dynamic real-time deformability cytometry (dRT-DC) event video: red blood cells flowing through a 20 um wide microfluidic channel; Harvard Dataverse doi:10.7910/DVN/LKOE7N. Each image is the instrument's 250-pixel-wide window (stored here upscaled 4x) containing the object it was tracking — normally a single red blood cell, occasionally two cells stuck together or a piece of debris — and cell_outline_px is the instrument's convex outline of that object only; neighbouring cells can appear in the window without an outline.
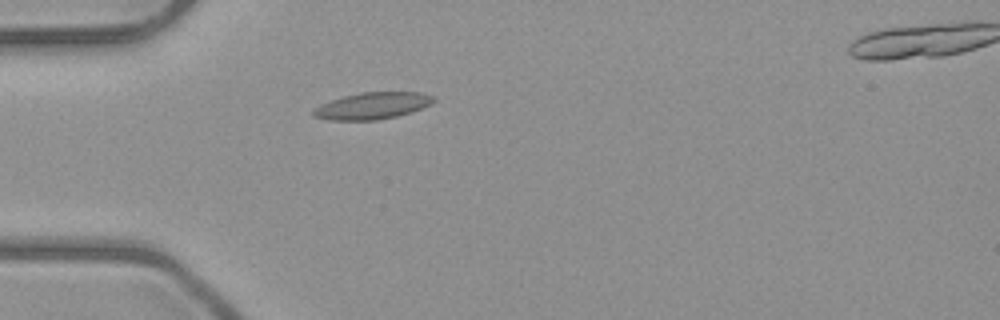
{"species": "common noctule bat (a hibernating species)", "species_latin": "Nyctalus noctula", "temperature_condition": "room temperature", "stored_images_in_passage": 6, "camera_frame_rate_fps": 3000, "um_per_image_px": 0.085, "animal": {"sex": "male", "body_mass_g": 23.1, "forearm_length_mm": 52.7}, "frame": {"image": 1, "passage_image": 5, "time_ms": 4.667, "image_size_px": [1000, 320], "cell_outline_px": [[436, 100], [432, 104], [412, 112], [396, 116], [376, 120], [328, 120], [312, 116], [312, 112], [320, 104], [344, 96], [360, 92], [420, 92], [436, 96]], "centroid_in_image_um": [31.69, 8.98], "position_along_channel_um": 53.3, "area_um2": 18.84}}